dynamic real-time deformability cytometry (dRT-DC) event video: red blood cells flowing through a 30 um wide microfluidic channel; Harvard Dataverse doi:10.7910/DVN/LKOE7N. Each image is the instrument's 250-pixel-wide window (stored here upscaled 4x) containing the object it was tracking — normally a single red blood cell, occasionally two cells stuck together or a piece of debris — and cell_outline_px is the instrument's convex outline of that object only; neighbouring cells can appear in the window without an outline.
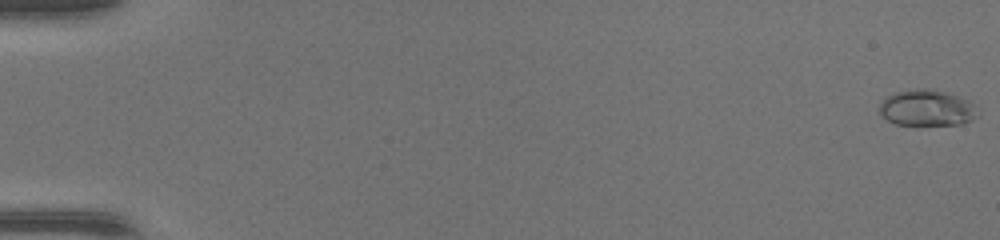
{"species": "common noctule bat (a hibernating species)", "species_latin": "Nyctalus noctula", "temperature_condition": "warm", "stored_images_in_passage": 48, "camera_frame_rate_fps": 3000, "um_per_image_px": 0.085, "animal": {"sex": "female", "body_mass_g": 17.0, "forearm_length_mm": 48.0}, "frame": {"image": 1, "passage_image": 1, "time_ms": 0.0, "image_size_px": [1000, 240], "cell_outline_px": [[980, 116], [972, 120], [960, 124], [896, 124], [888, 120], [880, 112], [880, 104], [884, 96], [908, 88], [932, 88], [948, 92], [960, 96], [976, 104], [980, 112]], "centroid_in_image_um": [78.85, 9.13], "position_along_channel_um": 6.2, "area_um2": 21.15}}
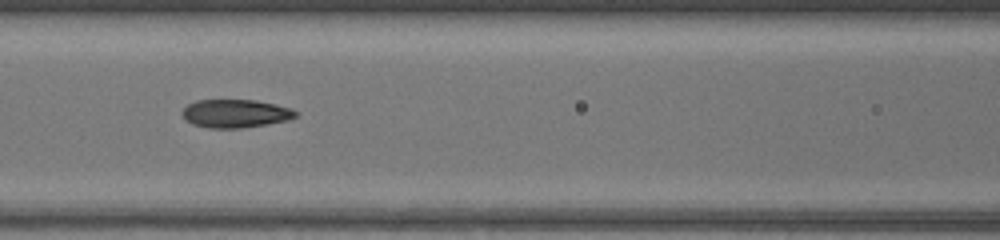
{"frame": {"image": 2, "passage_image": 23, "time_ms": 7.333, "image_size_px": [1000, 240], "cell_outline_px": [[300, 112], [296, 116], [288, 120], [268, 124], [240, 128], [208, 128], [192, 124], [184, 120], [180, 112], [188, 104], [196, 100], [256, 100], [276, 104], [292, 108]], "centroid_in_image_um": [20.01, 9.65], "position_along_channel_um": 146.6, "area_um2": 18.96}}
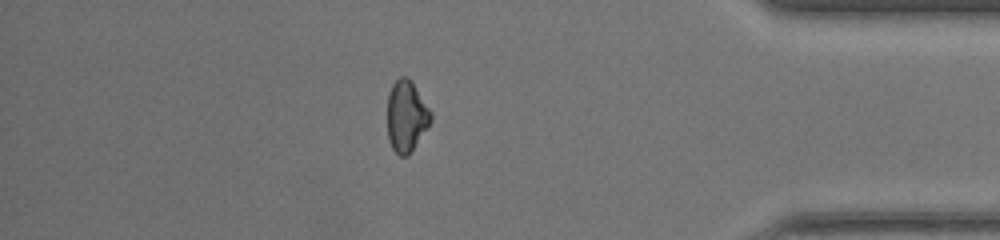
{"frame": {"image": 3, "passage_image": 42, "time_ms": 13.667, "image_size_px": [1000, 240], "cell_outline_px": [[432, 120], [408, 156], [400, 156], [392, 148], [388, 140], [388, 96], [392, 84], [400, 76], [404, 76], [412, 84], [432, 112]], "centroid_in_image_um": [34.53, 9.91], "position_along_channel_um": 400.7, "area_um2": 17.69}}